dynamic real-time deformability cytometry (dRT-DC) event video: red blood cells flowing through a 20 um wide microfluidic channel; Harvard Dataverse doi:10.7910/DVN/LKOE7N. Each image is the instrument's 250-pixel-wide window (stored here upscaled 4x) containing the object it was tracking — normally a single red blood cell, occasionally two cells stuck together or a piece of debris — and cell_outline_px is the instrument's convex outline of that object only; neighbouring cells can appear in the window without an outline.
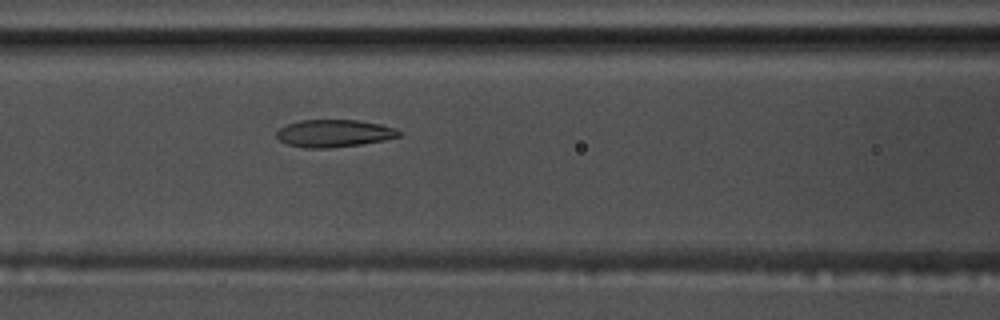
{"species": "common noctule bat (a hibernating species)", "species_latin": "Nyctalus noctula", "temperature_condition": "warm", "stored_images_in_passage": 50, "camera_frame_rate_fps": 3000, "um_per_image_px": 0.085, "animal": {"sex": "male", "body_mass_g": 17.5, "forearm_length_mm": 52.3}, "frame": {"image": 1, "passage_image": 18, "time_ms": 5.667, "image_size_px": [1000, 320], "cell_outline_px": [[404, 136], [384, 140], [360, 144], [328, 148], [308, 148], [288, 144], [280, 140], [276, 136], [276, 132], [280, 128], [288, 124], [300, 120], [360, 120], [380, 124], [396, 128], [404, 132]], "centroid_in_image_um": [28.47, 11.32], "position_along_channel_um": 138.1, "area_um2": 19.65}}
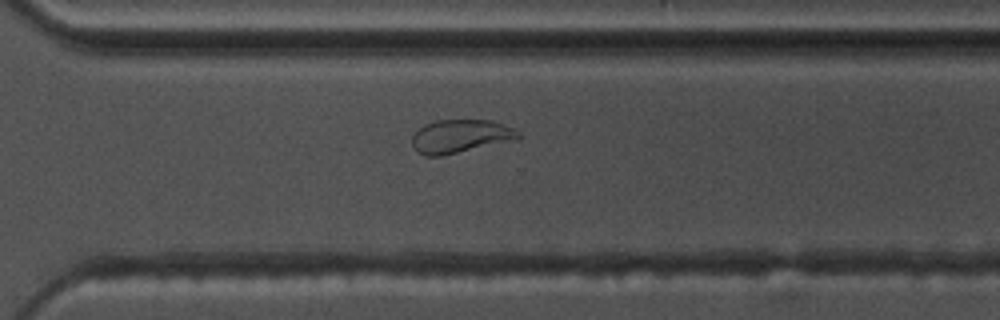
{"frame": {"image": 2, "passage_image": 34, "time_ms": 11.0, "image_size_px": [1000, 320], "cell_outline_px": [[520, 136], [516, 140], [440, 156], [424, 156], [416, 152], [412, 144], [412, 136], [424, 124], [436, 120], [492, 120], [512, 128], [520, 132]], "centroid_in_image_um": [39.11, 11.58], "position_along_channel_um": 331.5, "area_um2": 20.63}}
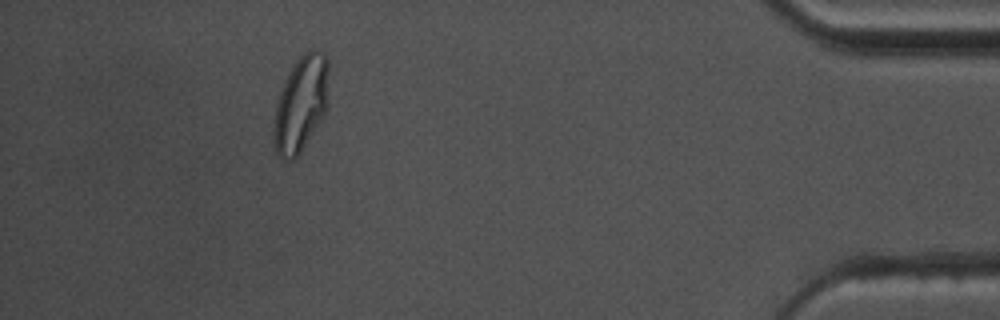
{"frame": {"image": 3, "passage_image": 45, "time_ms": 14.667, "image_size_px": [1000, 320], "cell_outline_px": [[328, 108], [324, 116], [300, 152], [292, 160], [284, 160], [276, 152], [272, 132], [276, 104], [280, 92], [296, 60], [308, 48], [316, 48], [324, 52], [328, 56]], "centroid_in_image_um": [25.6, 8.79], "position_along_channel_um": 409.6, "area_um2": 30.92}, "authors_computed_cell_mechanics": {"area_um2": 21.4727, "velocity_mm_per_s": 3.6338, "shape_relaxation_time_tau1_ms": 7.6642, "shape_relaxation_time_tau2_ms": 1.529, "deformation_change_tau1": 0.2225, "deformation_change_tau2": 0.0849}}